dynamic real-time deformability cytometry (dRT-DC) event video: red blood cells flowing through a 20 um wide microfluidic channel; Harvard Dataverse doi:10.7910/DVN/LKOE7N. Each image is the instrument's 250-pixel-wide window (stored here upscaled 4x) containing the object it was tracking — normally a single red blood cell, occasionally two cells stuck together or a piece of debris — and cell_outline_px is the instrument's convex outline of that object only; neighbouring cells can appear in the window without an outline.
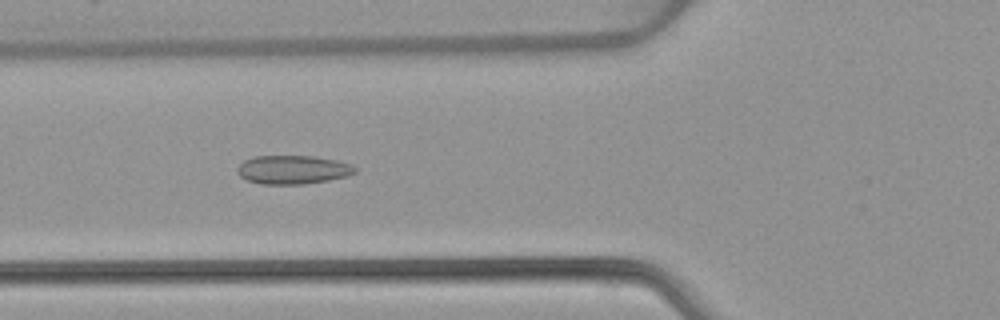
{"species": "common noctule bat (a hibernating species)", "species_latin": "Nyctalus noctula", "temperature_condition": "warm", "stored_images_in_passage": 53, "camera_frame_rate_fps": 3000, "um_per_image_px": 0.085, "animal": {"sex": "female", "body_mass_g": 22.7, "forearm_length_mm": 54.2}, "frame": {"image": 1, "passage_image": 20, "time_ms": 6.333, "image_size_px": [1000, 320], "cell_outline_px": [[356, 172], [348, 176], [328, 180], [304, 184], [260, 184], [248, 180], [240, 176], [236, 172], [236, 168], [244, 160], [252, 156], [312, 156], [336, 160], [352, 164], [356, 168]], "centroid_in_image_um": [24.88, 14.42], "position_along_channel_um": 100.9, "area_um2": 19.77}}
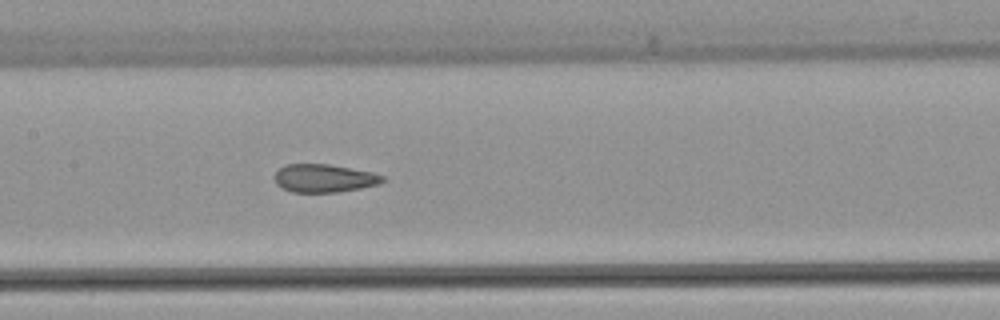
{"frame": {"image": 2, "passage_image": 26, "time_ms": 8.333, "image_size_px": [1000, 320], "cell_outline_px": [[384, 180], [380, 184], [360, 188], [336, 192], [292, 192], [280, 188], [276, 184], [272, 176], [284, 164], [328, 164], [372, 172], [384, 176]], "centroid_in_image_um": [27.5, 15.15], "position_along_channel_um": 179.9, "area_um2": 17.8}}
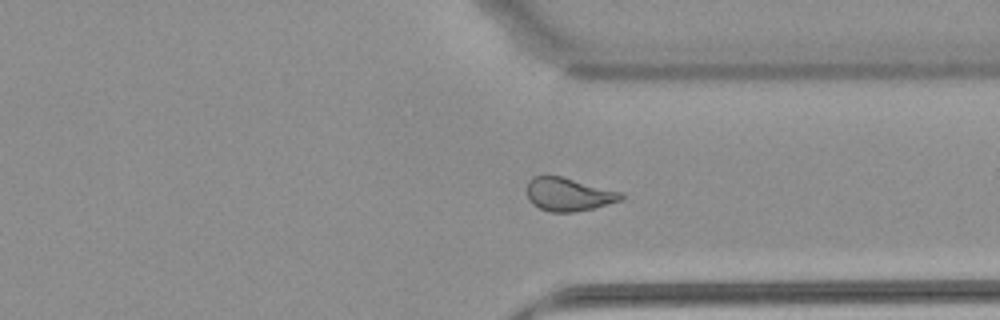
{"frame": {"image": 3, "passage_image": 40, "time_ms": 13.0, "image_size_px": [1000, 320], "cell_outline_px": [[624, 196], [620, 200], [592, 208], [572, 212], [548, 212], [532, 204], [528, 200], [528, 180], [532, 176], [564, 176], [624, 192]], "centroid_in_image_um": [48.33, 16.5], "position_along_channel_um": 363.1, "area_um2": 18.38}, "authors_computed_cell_mechanics": {"area_um2": 19.4786, "velocity_mm_per_s": 3.9395, "shape_relaxation_time_tau1_ms": null, "shape_relaxation_time_tau2_ms": 1.7967, "deformation_change_tau1": null, "deformation_change_tau2": 0.0828}}